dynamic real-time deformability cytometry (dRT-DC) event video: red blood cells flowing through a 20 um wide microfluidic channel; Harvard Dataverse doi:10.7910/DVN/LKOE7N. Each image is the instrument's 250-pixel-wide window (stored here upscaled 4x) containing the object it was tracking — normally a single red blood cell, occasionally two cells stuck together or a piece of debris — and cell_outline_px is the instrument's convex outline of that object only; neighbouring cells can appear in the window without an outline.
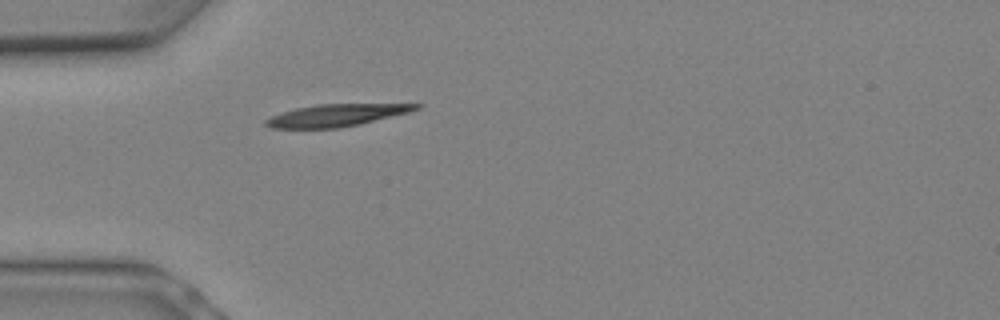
{"species": "Egyptian fruit bat (a non-hibernating species)", "species_latin": "Rousettus aegyptiacus", "temperature_condition": "warm", "stored_images_in_passage": 1, "camera_frame_rate_fps": 3000, "um_per_image_px": 0.085, "animal": {"sex": "female"}, "frame": {"image": 1, "passage_image": 1, "time_ms": 0.0, "image_size_px": [1000, 320], "cell_outline_px": [[424, 104], [420, 108], [408, 112], [360, 124], [336, 128], [272, 128], [264, 124], [264, 120], [272, 116], [296, 108], [316, 104]], "centroid_in_image_um": [28.58, 9.79], "position_along_channel_um": 56.4, "area_um2": 19.13}}